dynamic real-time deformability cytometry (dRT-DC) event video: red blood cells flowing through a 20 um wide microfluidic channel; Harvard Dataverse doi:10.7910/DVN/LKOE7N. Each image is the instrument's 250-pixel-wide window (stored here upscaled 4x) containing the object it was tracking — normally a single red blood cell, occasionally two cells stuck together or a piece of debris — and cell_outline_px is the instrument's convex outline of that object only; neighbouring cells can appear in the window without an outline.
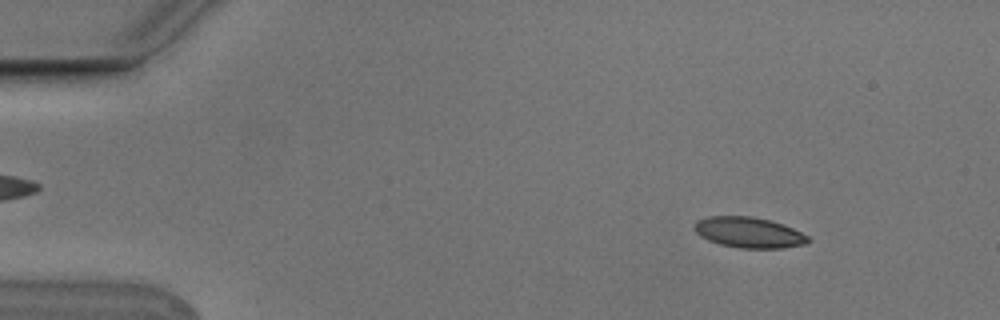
{"species": "Egyptian fruit bat (a non-hibernating species)", "species_latin": "Rousettus aegyptiacus", "temperature_condition": "cold", "stored_images_in_passage": 4, "camera_frame_rate_fps": 3000, "um_per_image_px": 0.085, "animal": {"sex": "male"}, "frame": {"image": 1, "passage_image": 1, "time_ms": 0.0, "image_size_px": [1000, 320], "cell_outline_px": [[812, 240], [804, 244], [784, 248], [740, 248], [720, 244], [708, 240], [700, 236], [692, 228], [692, 224], [696, 220], [708, 216], [752, 216], [784, 224], [808, 236]], "centroid_in_image_um": [63.61, 19.75], "position_along_channel_um": 21.4, "area_um2": 20.46}}
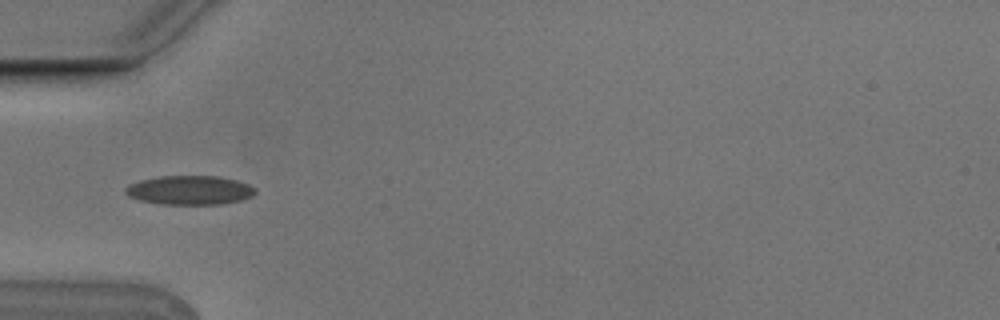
{"frame": {"image": 2, "passage_image": 4, "time_ms": 1.0, "image_size_px": [1000, 320], "cell_outline_px": [[256, 192], [252, 196], [244, 200], [220, 204], [160, 204], [140, 200], [128, 196], [124, 192], [124, 188], [128, 184], [140, 180], [160, 176], [216, 176], [236, 180], [248, 184], [256, 188]], "centroid_in_image_um": [16.12, 16.16], "position_along_channel_um": 68.9, "area_um2": 22.14}}